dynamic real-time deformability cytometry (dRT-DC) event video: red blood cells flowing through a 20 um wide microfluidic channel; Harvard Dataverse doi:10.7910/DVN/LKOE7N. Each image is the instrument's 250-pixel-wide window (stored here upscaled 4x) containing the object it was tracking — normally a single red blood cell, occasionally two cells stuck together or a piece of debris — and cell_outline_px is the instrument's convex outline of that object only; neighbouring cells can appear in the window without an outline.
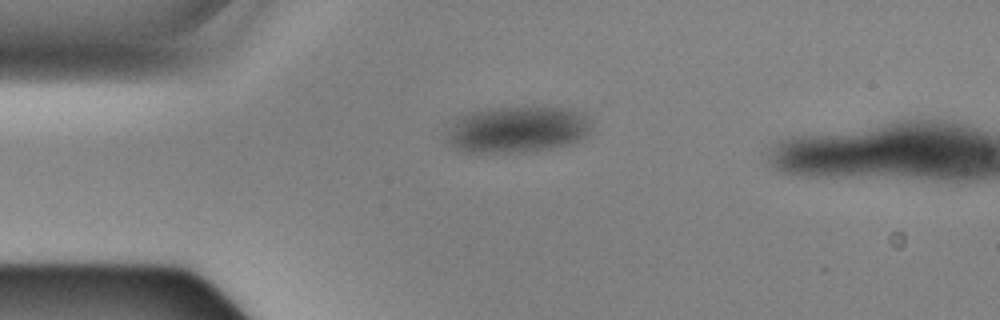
{"species": "Egyptian fruit bat (a non-hibernating species)", "species_latin": "Rousettus aegyptiacus", "temperature_condition": "cold", "stored_images_in_passage": 4, "camera_frame_rate_fps": 3000, "um_per_image_px": 0.085, "animal": {"sex": "male"}, "frame": {"image": 1, "passage_image": 2, "time_ms": 0.333, "image_size_px": [1000, 320], "cell_outline_px": [[588, 132], [580, 140], [568, 144], [552, 148], [524, 152], [464, 152], [448, 144], [448, 128], [456, 120], [468, 112], [488, 108], [564, 108], [584, 116], [588, 120]], "centroid_in_image_um": [43.9, 11.03], "position_along_channel_um": 41.1, "area_um2": 38.38}}